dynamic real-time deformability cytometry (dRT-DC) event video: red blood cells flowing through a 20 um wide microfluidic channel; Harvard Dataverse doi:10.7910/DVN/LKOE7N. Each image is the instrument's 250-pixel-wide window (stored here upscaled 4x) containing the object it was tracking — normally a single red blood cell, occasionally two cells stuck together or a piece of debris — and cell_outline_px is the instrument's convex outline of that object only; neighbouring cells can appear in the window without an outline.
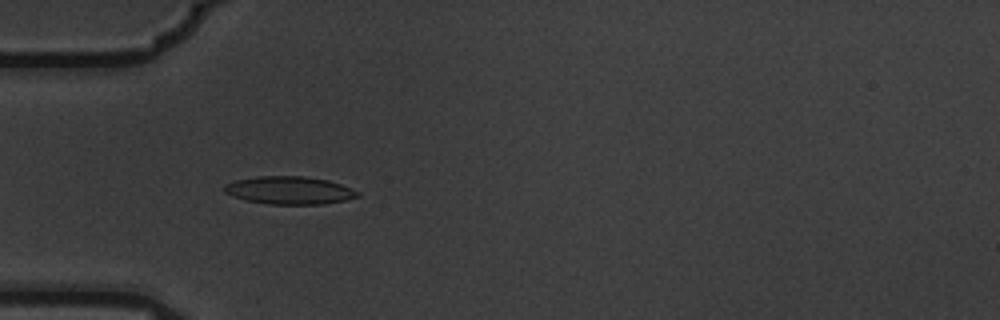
{"species": "common noctule bat (a hibernating species)", "species_latin": "Nyctalus noctula", "temperature_condition": "warm", "stored_images_in_passage": 10, "camera_frame_rate_fps": 3000, "um_per_image_px": 0.085, "animal": {"sex": "male", "body_mass_g": 19.5, "forearm_length_mm": 54.6}, "frame": {"image": 1, "passage_image": 6, "time_ms": 1.667, "image_size_px": [1000, 320], "cell_outline_px": [[360, 196], [344, 200], [324, 204], [268, 204], [248, 200], [232, 196], [224, 192], [224, 184], [236, 180], [256, 176], [304, 176], [328, 180], [352, 188], [360, 192]], "centroid_in_image_um": [24.6, 16.17], "position_along_channel_um": 60.4, "area_um2": 21.62}}
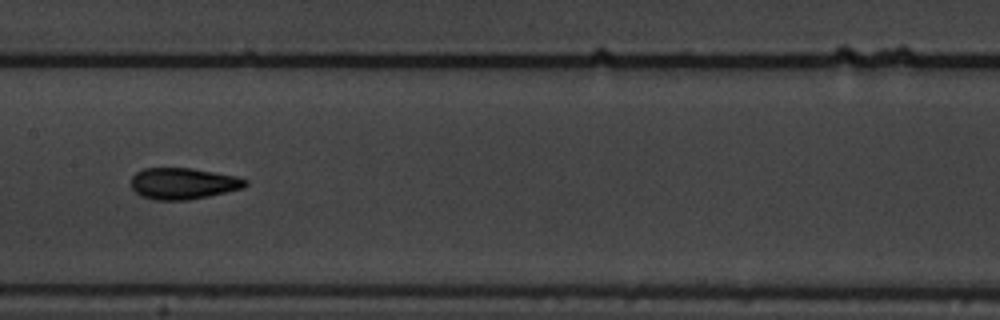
{"frame": {"image": 2, "passage_image": 9, "time_ms": 2.667, "image_size_px": [1000, 320], "cell_outline_px": [[248, 184], [244, 188], [208, 196], [188, 200], [156, 200], [140, 196], [132, 188], [132, 176], [136, 172], [144, 168], [192, 168], [236, 176], [248, 180]], "centroid_in_image_um": [15.58, 15.6], "position_along_channel_um": 191.8, "area_um2": 20.92}}
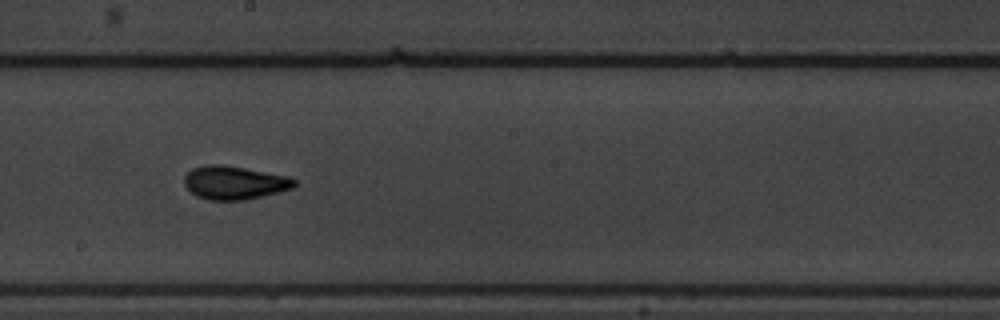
{"frame": {"image": 3, "passage_image": 10, "time_ms": 3.0, "image_size_px": [1000, 320], "cell_outline_px": [[296, 184], [292, 188], [248, 200], [208, 200], [196, 196], [184, 184], [184, 176], [192, 168], [204, 164], [224, 164], [288, 176], [296, 180]], "centroid_in_image_um": [19.9, 15.52], "position_along_channel_um": 228.3, "area_um2": 21.56}}